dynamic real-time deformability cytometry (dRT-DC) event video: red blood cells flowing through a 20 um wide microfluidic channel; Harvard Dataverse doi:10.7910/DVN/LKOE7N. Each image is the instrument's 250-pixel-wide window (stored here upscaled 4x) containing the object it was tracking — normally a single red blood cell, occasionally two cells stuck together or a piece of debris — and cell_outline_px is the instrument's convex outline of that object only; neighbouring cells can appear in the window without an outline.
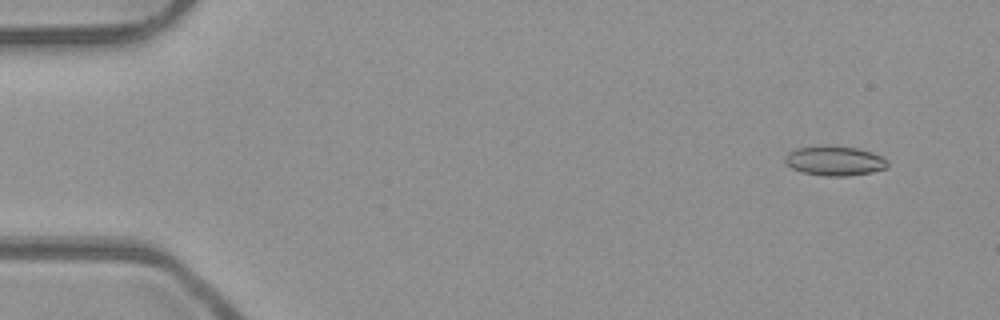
{"species": "common noctule bat (a hibernating species)", "species_latin": "Nyctalus noctula", "temperature_condition": "room temperature", "stored_images_in_passage": 53, "camera_frame_rate_fps": 3000, "um_per_image_px": 0.085, "animal": {"sex": "male", "body_mass_g": 23.1, "forearm_length_mm": 52.7}, "frame": {"image": 1, "passage_image": 5, "time_ms": 1.333, "image_size_px": [1000, 320], "cell_outline_px": [[888, 164], [884, 168], [872, 172], [844, 176], [824, 176], [804, 172], [792, 168], [784, 160], [784, 156], [788, 152], [796, 148], [824, 144], [856, 148], [872, 152], [888, 160]], "centroid_in_image_um": [70.91, 13.64], "position_along_channel_um": 14.1, "area_um2": 17.74}}
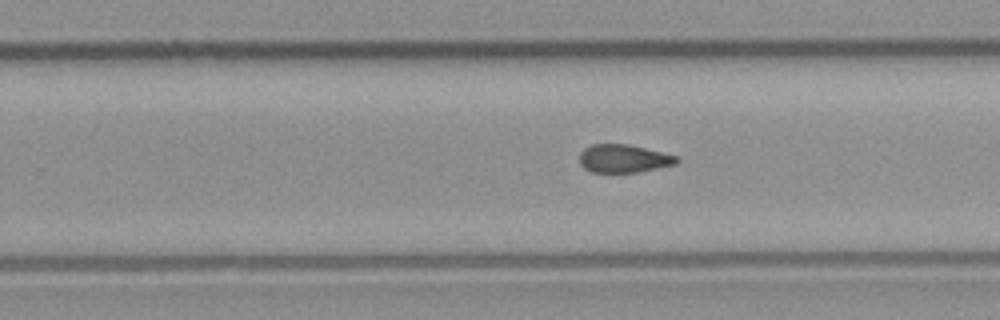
{"frame": {"image": 2, "passage_image": 34, "time_ms": 11.0, "image_size_px": [1000, 320], "cell_outline_px": [[680, 160], [676, 164], [636, 172], [592, 172], [584, 168], [580, 164], [580, 152], [584, 148], [592, 144], [628, 144], [676, 156]], "centroid_in_image_um": [52.97, 13.47], "position_along_channel_um": 276.8, "area_um2": 15.72}}
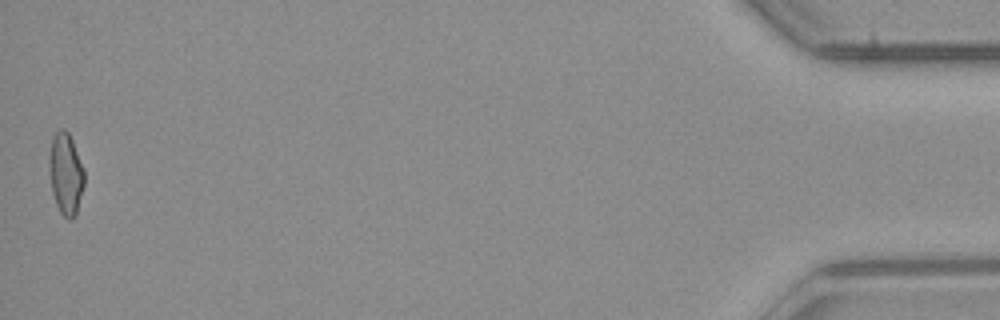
{"frame": {"image": 3, "passage_image": 53, "time_ms": 17.333, "image_size_px": [1000, 320], "cell_outline_px": [[84, 184], [76, 216], [72, 220], [68, 220], [60, 212], [56, 204], [52, 192], [48, 160], [52, 136], [60, 128], [64, 128], [68, 132], [72, 140], [84, 168]], "centroid_in_image_um": [5.59, 14.77], "position_along_channel_um": 429.6, "area_um2": 16.88}, "authors_computed_cell_mechanics": {"area_um2": 16.8198, "velocity_mm_per_s": 3.9782, "shape_relaxation_time_tau1_ms": null, "shape_relaxation_time_tau2_ms": 3.2549, "deformation_change_tau1": null, "deformation_change_tau2": 0.1122}}